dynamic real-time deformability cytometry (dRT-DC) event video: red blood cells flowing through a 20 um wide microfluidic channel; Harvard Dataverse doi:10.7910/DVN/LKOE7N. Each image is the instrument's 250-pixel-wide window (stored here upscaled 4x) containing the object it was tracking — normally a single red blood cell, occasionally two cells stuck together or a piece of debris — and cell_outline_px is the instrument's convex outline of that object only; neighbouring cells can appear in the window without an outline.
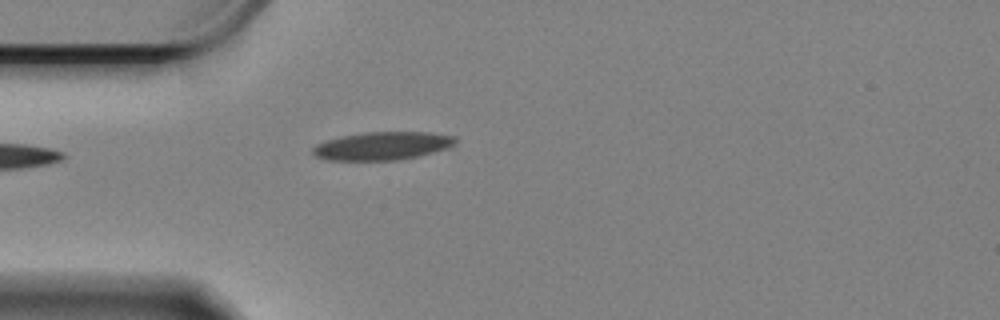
{"species": "Egyptian fruit bat (a non-hibernating species)", "species_latin": "Rousettus aegyptiacus", "temperature_condition": "cold", "stored_images_in_passage": 40, "camera_frame_rate_fps": 3000, "um_per_image_px": 0.085, "animal": {"sex": "female"}, "frame": {"image": 1, "passage_image": 1, "time_ms": 0.0, "image_size_px": [1000, 320], "cell_outline_px": [[456, 144], [448, 148], [416, 156], [396, 160], [328, 160], [316, 156], [312, 152], [312, 148], [316, 144], [340, 136], [364, 132], [428, 132], [456, 136]], "centroid_in_image_um": [32.51, 12.39], "position_along_channel_um": 52.5, "area_um2": 23.29}}
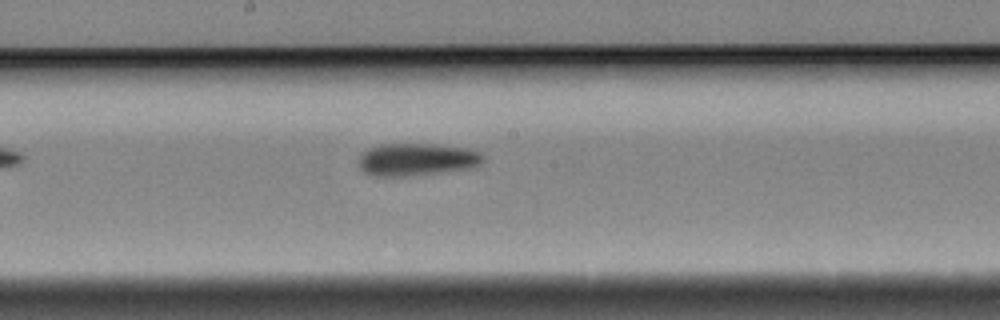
{"frame": {"image": 2, "passage_image": 16, "time_ms": 5.0, "image_size_px": [1000, 320], "cell_outline_px": [[484, 160], [476, 168], [404, 176], [372, 176], [364, 172], [360, 168], [360, 156], [368, 148], [380, 144], [436, 144], [464, 148], [480, 152], [484, 156]], "centroid_in_image_um": [35.45, 13.56], "position_along_channel_um": 212.7, "area_um2": 23.58}}
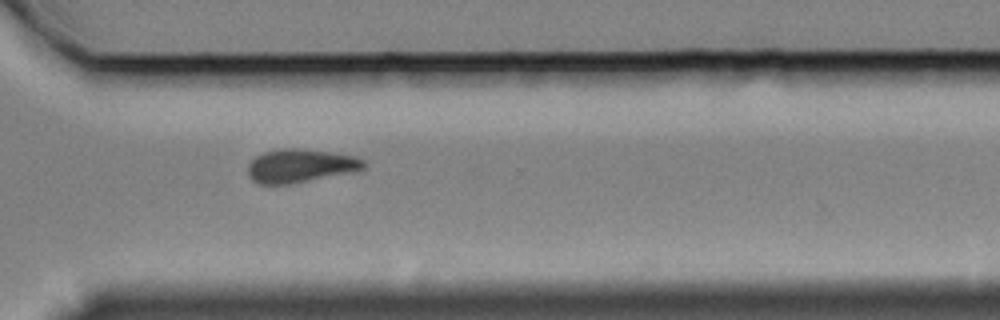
{"frame": {"image": 3, "passage_image": 28, "time_ms": 9.0, "image_size_px": [1000, 320], "cell_outline_px": [[364, 168], [352, 172], [288, 184], [260, 184], [252, 180], [248, 176], [248, 164], [256, 156], [264, 152], [280, 148], [300, 148], [356, 156], [364, 160]], "centroid_in_image_um": [25.49, 14.08], "position_along_channel_um": 345.1, "area_um2": 22.43}, "authors_computed_cell_mechanics": {"area_um2": 22.5709, "velocity_mm_per_s": 3.3136, "shape_relaxation_time_tau1_ms": 9.2075, "shape_relaxation_time_tau2_ms": 4.6113, "deformation_change_tau1": 0.1725, "deformation_change_tau2": 0.0889}}